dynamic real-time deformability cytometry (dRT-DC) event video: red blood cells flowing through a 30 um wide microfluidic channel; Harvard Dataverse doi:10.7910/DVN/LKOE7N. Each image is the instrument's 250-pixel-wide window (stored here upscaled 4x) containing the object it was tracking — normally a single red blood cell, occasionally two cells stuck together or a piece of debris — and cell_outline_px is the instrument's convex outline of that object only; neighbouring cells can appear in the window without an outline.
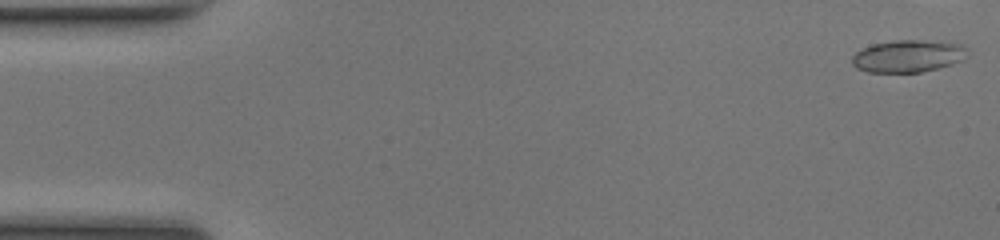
{"species": "common noctule bat (a hibernating species)", "species_latin": "Nyctalus noctula", "temperature_condition": "room temperature", "stored_images_in_passage": 9, "camera_frame_rate_fps": 3000, "um_per_image_px": 0.085, "animal": {"sex": "female", "body_mass_g": 17.0, "forearm_length_mm": 48.0}, "frame": {"image": 1, "passage_image": 1, "time_ms": 0.0, "image_size_px": [1000, 240], "cell_outline_px": [[968, 56], [964, 60], [952, 64], [920, 72], [868, 72], [856, 68], [852, 64], [852, 56], [856, 52], [872, 44], [892, 40], [920, 40], [964, 44]], "centroid_in_image_um": [77.19, 4.76], "position_along_channel_um": 7.8, "area_um2": 21.73}}